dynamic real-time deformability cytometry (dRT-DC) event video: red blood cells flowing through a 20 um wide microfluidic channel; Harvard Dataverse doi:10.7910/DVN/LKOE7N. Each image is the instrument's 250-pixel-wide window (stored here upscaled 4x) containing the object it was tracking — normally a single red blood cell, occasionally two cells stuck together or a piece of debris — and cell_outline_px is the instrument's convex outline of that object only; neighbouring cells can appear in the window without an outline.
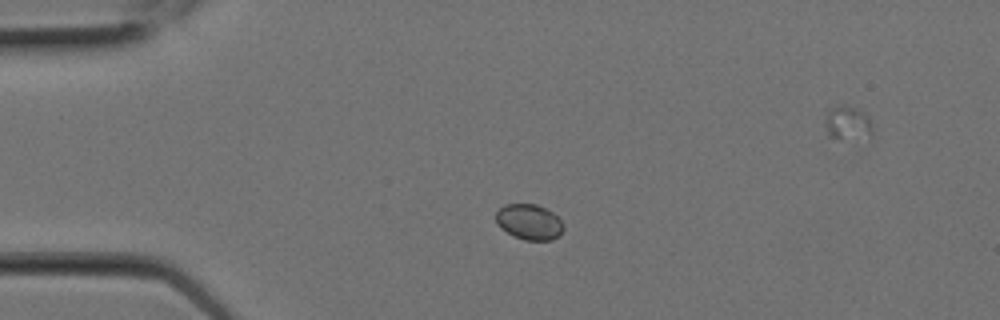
{"species": "Egyptian fruit bat (a non-hibernating species)", "species_latin": "Rousettus aegyptiacus", "temperature_condition": "room temperature", "stored_images_in_passage": 5, "camera_frame_rate_fps": 3000, "um_per_image_px": 0.085, "animal": {"sex": "female"}, "frame": {"image": 1, "passage_image": 1, "time_ms": 0.0, "image_size_px": [1000, 320], "cell_outline_px": [[564, 228], [560, 236], [552, 240], [524, 240], [500, 228], [496, 224], [496, 212], [504, 204], [536, 204], [552, 212], [564, 224]], "centroid_in_image_um": [44.99, 18.87], "position_along_channel_um": 40.0, "area_um2": 13.99}}
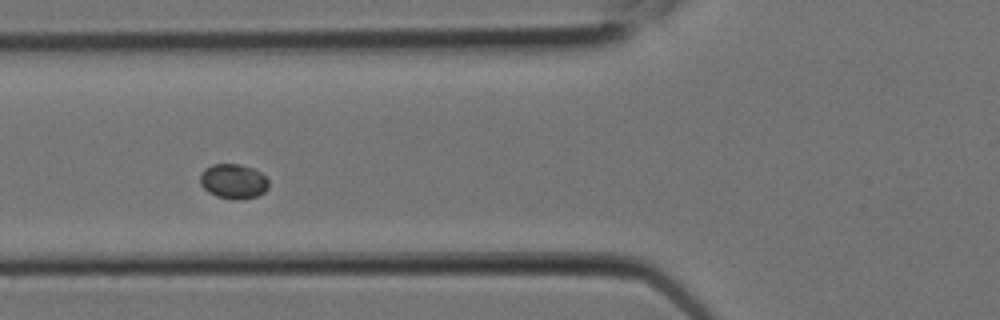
{"frame": {"image": 2, "passage_image": 4, "time_ms": 1.0, "image_size_px": [1000, 320], "cell_outline_px": [[268, 188], [264, 192], [256, 196], [244, 200], [232, 200], [216, 196], [208, 192], [200, 184], [200, 172], [204, 168], [212, 164], [240, 164], [252, 168], [260, 172], [268, 180]], "centroid_in_image_um": [19.82, 15.42], "position_along_channel_um": 106.0, "area_um2": 14.1}}
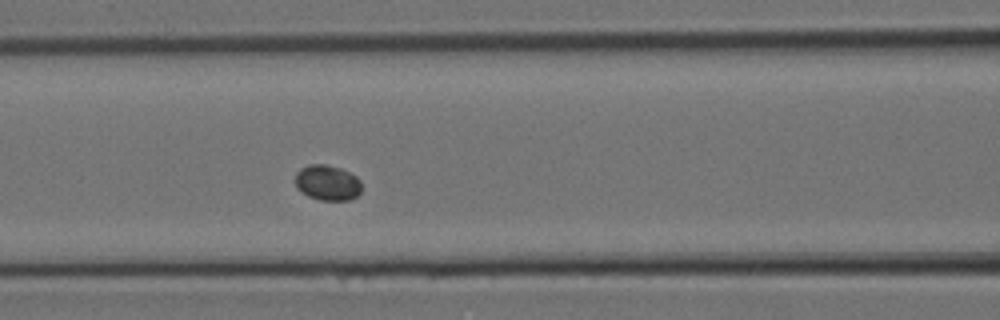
{"frame": {"image": 3, "passage_image": 5, "time_ms": 1.333, "image_size_px": [1000, 320], "cell_outline_px": [[360, 192], [356, 196], [348, 200], [320, 200], [308, 196], [296, 188], [296, 172], [300, 168], [308, 164], [324, 164], [340, 168], [356, 176], [360, 180]], "centroid_in_image_um": [27.81, 15.52], "position_along_channel_um": 138.8, "area_um2": 13.64}}